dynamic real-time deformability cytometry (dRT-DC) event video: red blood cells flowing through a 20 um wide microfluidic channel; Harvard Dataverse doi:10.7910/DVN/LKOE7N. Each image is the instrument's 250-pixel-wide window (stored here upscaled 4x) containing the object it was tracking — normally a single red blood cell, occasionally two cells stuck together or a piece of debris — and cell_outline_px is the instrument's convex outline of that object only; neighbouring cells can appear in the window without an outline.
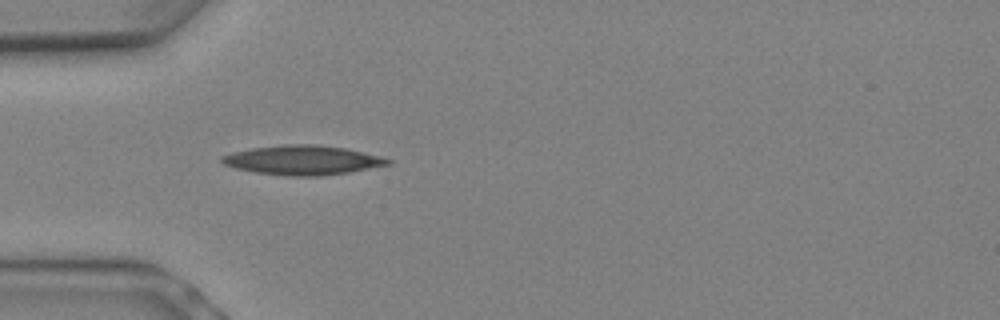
{"species": "Egyptian fruit bat (a non-hibernating species)", "species_latin": "Rousettus aegyptiacus", "temperature_condition": "warm", "stored_images_in_passage": 1, "camera_frame_rate_fps": 3000, "um_per_image_px": 0.085, "animal": {"sex": "female"}, "frame": {"image": 1, "passage_image": 1, "time_ms": 0.0, "image_size_px": [1000, 320], "cell_outline_px": [[392, 164], [348, 172], [320, 176], [288, 176], [256, 172], [236, 168], [224, 164], [220, 160], [220, 156], [232, 152], [252, 148], [284, 144], [316, 144], [344, 148], [380, 156], [392, 160]], "centroid_in_image_um": [25.71, 13.61], "position_along_channel_um": 59.3, "area_um2": 28.32}}